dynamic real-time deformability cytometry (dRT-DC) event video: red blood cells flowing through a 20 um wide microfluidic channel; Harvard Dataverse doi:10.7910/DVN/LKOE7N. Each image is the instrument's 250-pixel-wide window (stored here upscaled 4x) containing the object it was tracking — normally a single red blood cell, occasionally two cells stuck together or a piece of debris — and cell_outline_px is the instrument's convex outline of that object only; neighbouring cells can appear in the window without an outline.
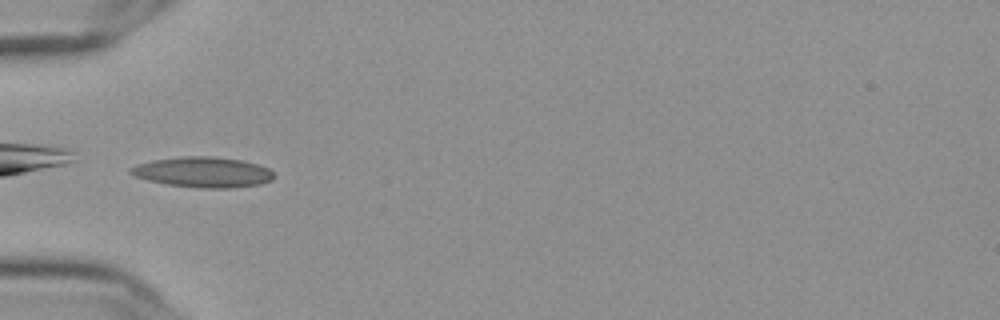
{"species": "Egyptian fruit bat (a non-hibernating species)", "species_latin": "Rousettus aegyptiacus", "temperature_condition": "cold", "stored_images_in_passage": 37, "camera_frame_rate_fps": 3000, "um_per_image_px": 0.085, "frame": {"image": 1, "passage_image": 1, "time_ms": 0.0, "image_size_px": [1000, 320], "cell_outline_px": [[276, 176], [272, 180], [260, 184], [232, 188], [200, 188], [168, 184], [148, 180], [136, 176], [128, 172], [128, 168], [136, 164], [152, 160], [180, 156], [212, 156], [244, 160], [268, 168]], "centroid_in_image_um": [17.26, 14.62], "position_along_channel_um": 67.7, "area_um2": 25.55}}
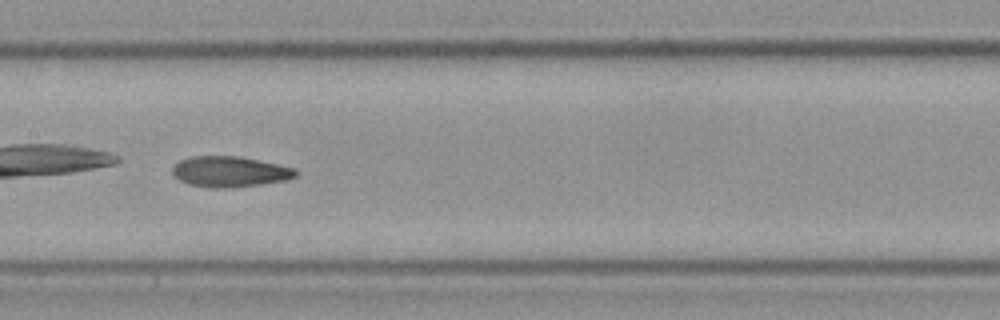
{"frame": {"image": 2, "passage_image": 11, "time_ms": 3.333, "image_size_px": [1000, 320], "cell_outline_px": [[296, 176], [284, 180], [260, 184], [228, 188], [212, 188], [188, 184], [172, 176], [172, 164], [180, 160], [192, 156], [240, 156], [296, 168]], "centroid_in_image_um": [19.47, 14.58], "position_along_channel_um": 187.9, "area_um2": 22.08}}
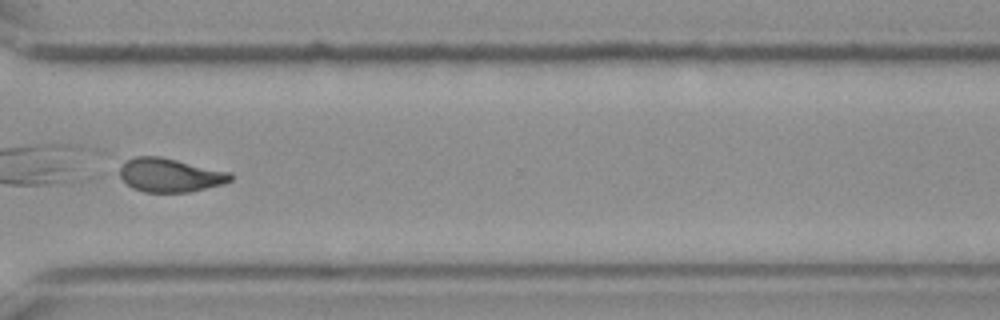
{"frame": {"image": 3, "passage_image": 25, "time_ms": 8.0, "image_size_px": [1000, 320], "cell_outline_px": [[232, 180], [224, 184], [188, 192], [144, 192], [132, 188], [120, 176], [120, 168], [128, 160], [136, 156], [160, 156], [232, 172]], "centroid_in_image_um": [14.49, 14.88], "position_along_channel_um": 356.1, "area_um2": 21.73}, "authors_computed_cell_mechanics": {"area_um2": 22.0796, "velocity_mm_per_s": 3.6142, "shape_relaxation_time_tau1_ms": null, "shape_relaxation_time_tau2_ms": 3.5415, "deformation_change_tau1": null, "deformation_change_tau2": 0.1115}}